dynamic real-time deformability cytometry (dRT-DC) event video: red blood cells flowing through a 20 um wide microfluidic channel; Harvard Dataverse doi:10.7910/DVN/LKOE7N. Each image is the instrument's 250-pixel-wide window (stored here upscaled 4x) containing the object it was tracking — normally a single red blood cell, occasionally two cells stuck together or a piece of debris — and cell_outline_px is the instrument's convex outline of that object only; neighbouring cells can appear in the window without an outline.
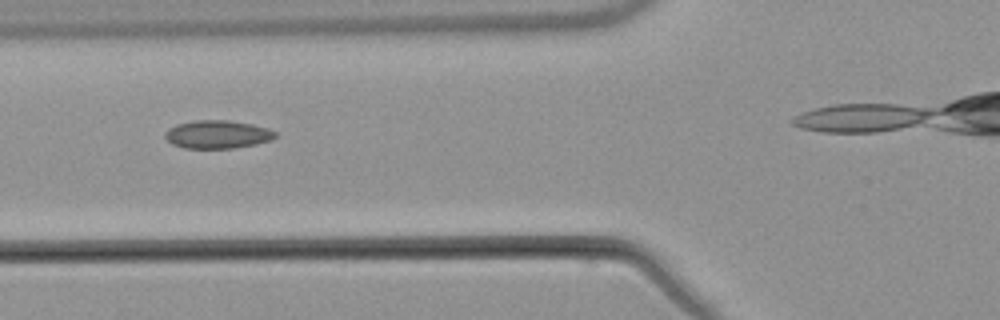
{"species": "common noctule bat (a hibernating species)", "species_latin": "Nyctalus noctula", "temperature_condition": "warm", "stored_images_in_passage": 6, "camera_frame_rate_fps": 3000, "um_per_image_px": 0.085, "animal": {"sex": "male", "body_mass_g": 21.5, "forearm_length_mm": 52.0}, "frame": {"image": 1, "passage_image": 3, "time_ms": 2.333, "image_size_px": [1000, 320], "cell_outline_px": [[276, 136], [272, 140], [256, 144], [232, 148], [184, 148], [172, 144], [164, 136], [164, 132], [168, 128], [176, 124], [196, 120], [228, 120], [252, 124], [268, 128], [276, 132]], "centroid_in_image_um": [18.47, 11.42], "position_along_channel_um": 107.3, "area_um2": 18.15}}